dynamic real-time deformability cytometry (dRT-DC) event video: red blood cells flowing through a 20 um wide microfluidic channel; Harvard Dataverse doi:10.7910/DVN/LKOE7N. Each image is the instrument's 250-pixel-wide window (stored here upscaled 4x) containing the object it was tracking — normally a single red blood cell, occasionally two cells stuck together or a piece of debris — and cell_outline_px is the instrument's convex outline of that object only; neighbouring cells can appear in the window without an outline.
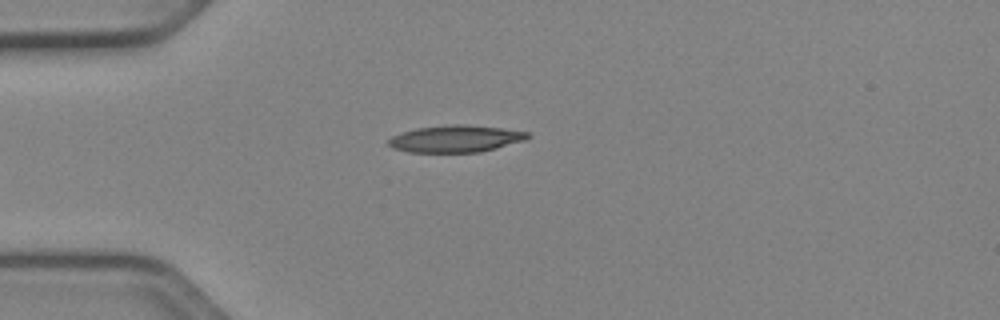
{"species": "Egyptian fruit bat (a non-hibernating species)", "species_latin": "Rousettus aegyptiacus", "temperature_condition": "cold", "stored_images_in_passage": 35, "camera_frame_rate_fps": 3000, "um_per_image_px": 0.085, "animal": {"sex": "female"}, "frame": {"image": 1, "passage_image": 1, "time_ms": 0.0, "image_size_px": [1000, 320], "cell_outline_px": [[532, 136], [524, 140], [496, 148], [480, 152], [408, 152], [392, 148], [388, 144], [388, 140], [392, 136], [416, 128], [452, 124], [464, 124], [500, 128], [528, 132]], "centroid_in_image_um": [38.72, 11.79], "position_along_channel_um": 46.3, "area_um2": 21.73}}
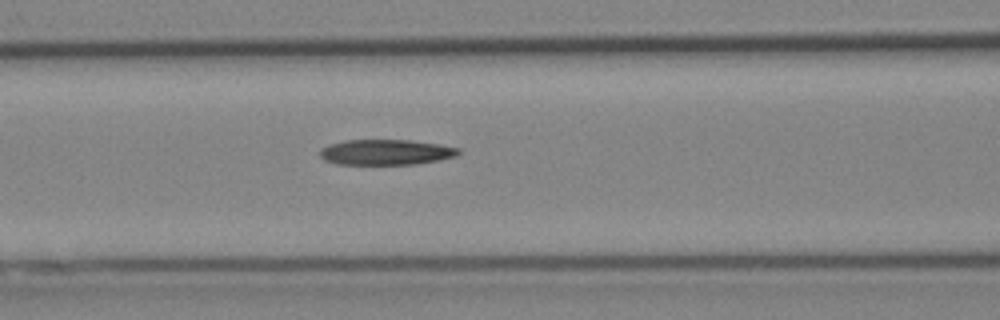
{"frame": {"image": 2, "passage_image": 9, "time_ms": 2.667, "image_size_px": [1000, 320], "cell_outline_px": [[460, 152], [456, 156], [440, 160], [416, 164], [336, 164], [324, 160], [320, 156], [320, 152], [328, 144], [344, 140], [408, 140], [440, 144], [460, 148]], "centroid_in_image_um": [32.82, 12.93], "position_along_channel_um": 133.8, "area_um2": 20.58}}
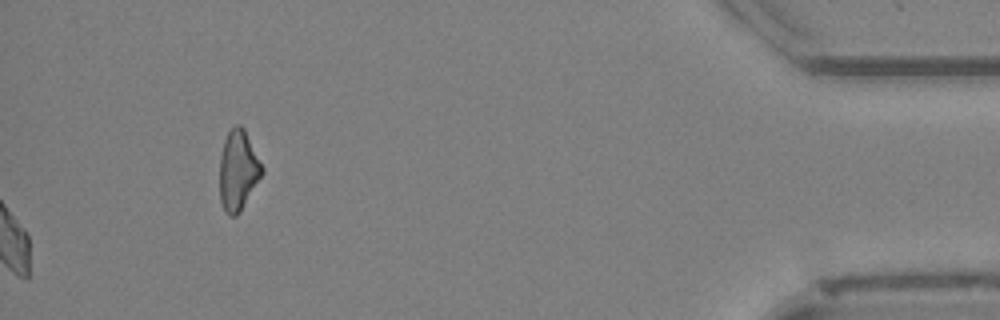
{"frame": {"image": 3, "passage_image": 35, "time_ms": 11.333, "image_size_px": [1000, 320], "cell_outline_px": [[264, 172], [240, 212], [236, 216], [228, 216], [224, 212], [220, 200], [220, 156], [224, 140], [228, 132], [236, 124], [240, 124], [244, 128], [264, 168]], "centroid_in_image_um": [20.24, 14.5], "position_along_channel_um": 415.0, "area_um2": 19.88}, "authors_computed_cell_mechanics": {"area_um2": 20.7502, "velocity_mm_per_s": 3.9805, "shape_relaxation_time_tau1_ms": 7.3611, "shape_relaxation_time_tau2_ms": null, "deformation_change_tau1": 0.1648, "deformation_change_tau2": null}}